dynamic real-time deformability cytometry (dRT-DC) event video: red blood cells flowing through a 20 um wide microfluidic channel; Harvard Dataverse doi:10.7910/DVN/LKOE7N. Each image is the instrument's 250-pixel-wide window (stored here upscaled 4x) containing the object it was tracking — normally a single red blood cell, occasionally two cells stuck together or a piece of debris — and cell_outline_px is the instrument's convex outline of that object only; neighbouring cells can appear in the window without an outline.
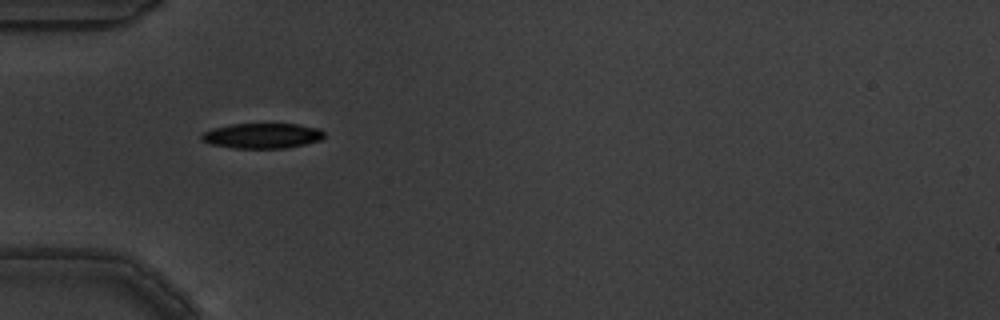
{"species": "common noctule bat (a hibernating species)", "species_latin": "Nyctalus noctula", "temperature_condition": "warm", "stored_images_in_passage": 2, "camera_frame_rate_fps": 3000, "um_per_image_px": 0.085, "animal": {"sex": "male", "body_mass_g": 19.5, "forearm_length_mm": 54.6}, "frame": {"image": 1, "passage_image": 1, "time_ms": 0.0, "image_size_px": [1000, 320], "cell_outline_px": [[324, 136], [320, 140], [288, 148], [232, 148], [212, 144], [200, 140], [200, 136], [204, 132], [212, 128], [232, 124], [296, 124], [320, 128], [324, 132]], "centroid_in_image_um": [22.28, 11.54], "position_along_channel_um": 62.7, "area_um2": 18.03}}
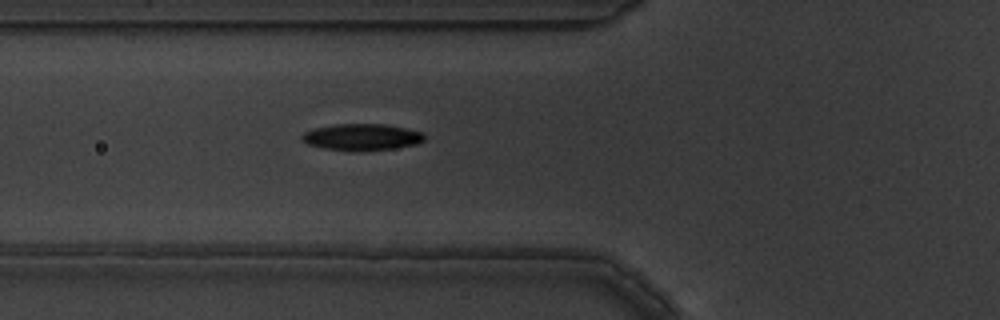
{"frame": {"image": 2, "passage_image": 2, "time_ms": 0.333, "image_size_px": [1000, 320], "cell_outline_px": [[424, 140], [416, 144], [392, 148], [360, 152], [352, 152], [324, 148], [308, 144], [300, 140], [300, 136], [304, 132], [316, 128], [336, 124], [384, 124], [424, 132]], "centroid_in_image_um": [30.73, 11.66], "position_along_channel_um": 95.1, "area_um2": 19.07}}